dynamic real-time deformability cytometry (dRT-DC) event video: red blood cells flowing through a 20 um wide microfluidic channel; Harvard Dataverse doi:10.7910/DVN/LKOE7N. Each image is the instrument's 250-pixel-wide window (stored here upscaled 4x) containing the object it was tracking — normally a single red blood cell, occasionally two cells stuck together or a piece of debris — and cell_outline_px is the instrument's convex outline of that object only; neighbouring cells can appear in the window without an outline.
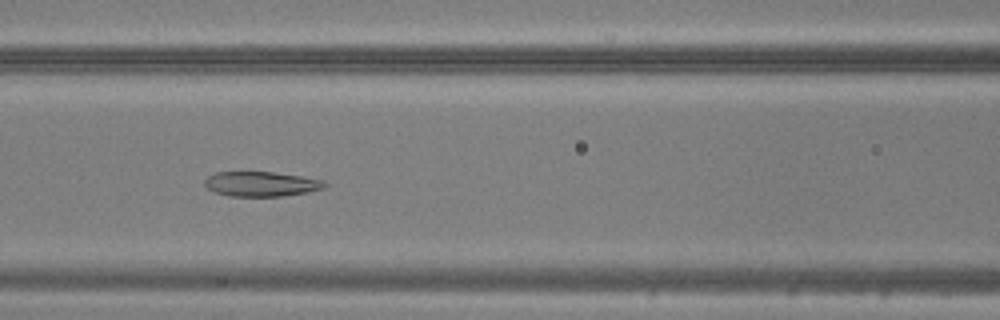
{"species": "common noctule bat (a hibernating species)", "species_latin": "Nyctalus noctula", "temperature_condition": "warm", "stored_images_in_passage": 49, "camera_frame_rate_fps": 3000, "um_per_image_px": 0.085, "animal": {"sex": "male", "body_mass_g": 20.5, "forearm_length_mm": 52.5}, "frame": {"image": 1, "passage_image": 22, "time_ms": 7.0, "image_size_px": [1000, 320], "cell_outline_px": [[328, 184], [324, 188], [308, 192], [280, 196], [228, 196], [204, 188], [204, 180], [208, 176], [216, 172], [272, 172], [300, 176], [324, 180]], "centroid_in_image_um": [22.18, 15.64], "position_along_channel_um": 144.4, "area_um2": 17.4}}
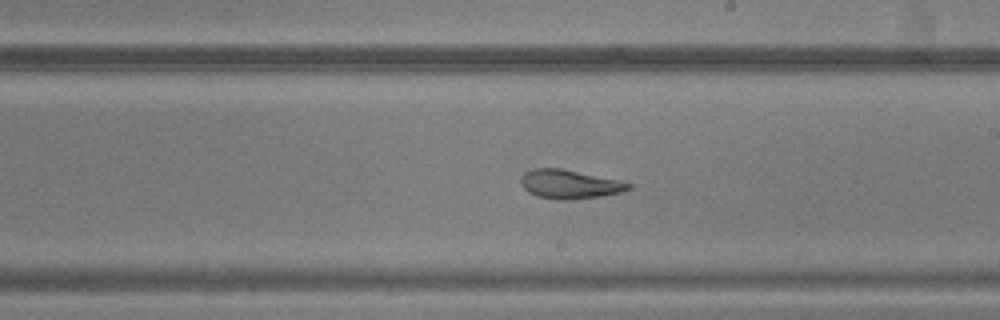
{"frame": {"image": 2, "passage_image": 29, "time_ms": 9.333, "image_size_px": [1000, 320], "cell_outline_px": [[632, 188], [624, 192], [600, 196], [564, 200], [556, 200], [536, 196], [528, 192], [520, 184], [520, 176], [524, 172], [532, 168], [560, 168], [616, 180], [632, 184]], "centroid_in_image_um": [48.35, 15.66], "position_along_channel_um": 240.6, "area_um2": 18.09}}
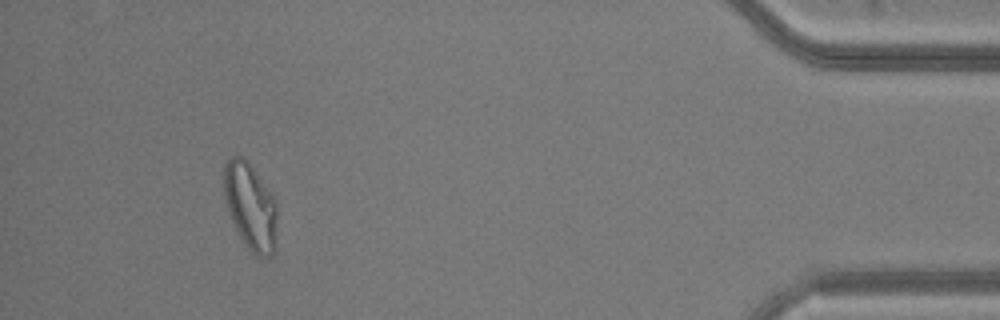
{"frame": {"image": 3, "passage_image": 46, "time_ms": 15.0, "image_size_px": [1000, 320], "cell_outline_px": [[276, 248], [272, 256], [256, 256], [244, 244], [236, 232], [228, 212], [224, 200], [224, 164], [232, 156], [244, 156], [248, 160], [276, 200]], "centroid_in_image_um": [21.28, 17.55], "position_along_channel_um": 413.9, "area_um2": 27.34}}